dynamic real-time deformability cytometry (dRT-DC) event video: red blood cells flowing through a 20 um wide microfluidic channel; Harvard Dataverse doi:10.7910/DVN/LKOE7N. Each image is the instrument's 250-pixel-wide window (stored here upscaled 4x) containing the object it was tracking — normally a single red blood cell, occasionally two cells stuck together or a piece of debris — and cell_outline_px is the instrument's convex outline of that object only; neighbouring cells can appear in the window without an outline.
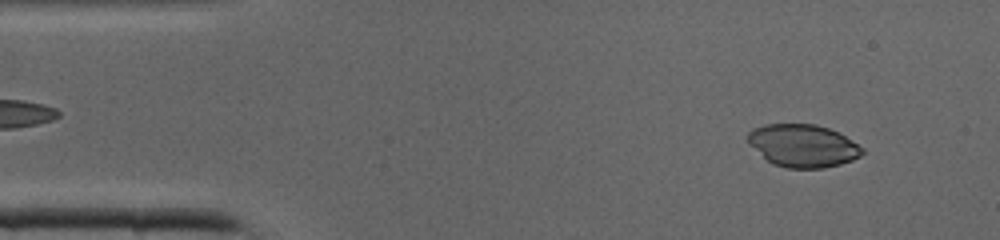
{"species": "common noctule bat (a hibernating species)", "species_latin": "Nyctalus noctula", "temperature_condition": "cold", "stored_images_in_passage": 39, "camera_frame_rate_fps": 3000, "um_per_image_px": 0.085, "animal": {"sex": "male", "body_mass_g": 19.0, "forearm_length_mm": 50.8}, "frame": {"image": 1, "passage_image": 3, "time_ms": 0.667, "image_size_px": [1000, 240], "cell_outline_px": [[864, 152], [860, 156], [852, 160], [840, 164], [824, 168], [788, 168], [772, 164], [748, 144], [748, 132], [752, 128], [764, 124], [816, 124], [828, 128], [844, 136], [864, 148]], "centroid_in_image_um": [68.22, 12.38], "position_along_channel_um": 16.8, "area_um2": 28.44}}
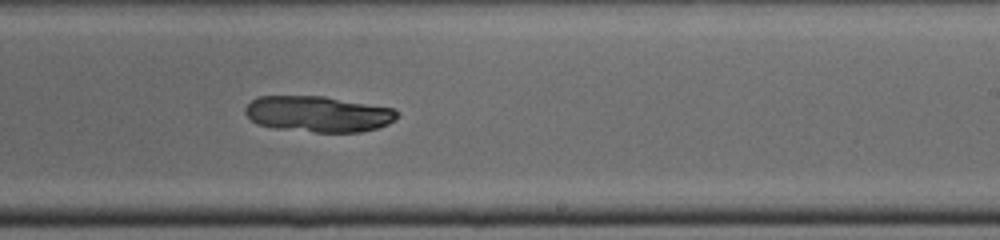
{"frame": {"image": 2, "passage_image": 23, "time_ms": 7.333, "image_size_px": [1000, 240], "cell_outline_px": [[400, 112], [396, 120], [388, 124], [376, 128], [360, 132], [316, 132], [272, 128], [256, 124], [244, 112], [244, 108], [256, 96], [324, 96], [392, 108]], "centroid_in_image_um": [27.03, 9.69], "position_along_channel_um": 262.0, "area_um2": 31.96}}
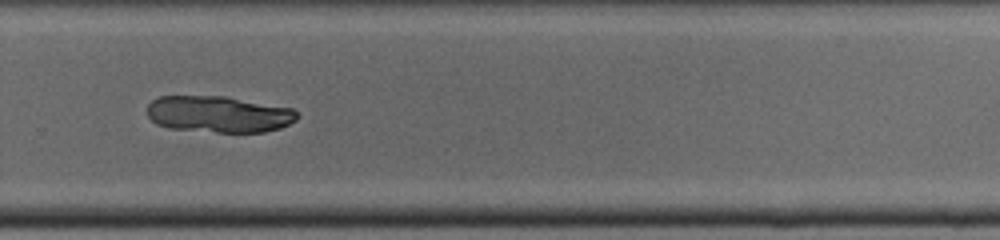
{"frame": {"image": 3, "passage_image": 26, "time_ms": 8.333, "image_size_px": [1000, 240], "cell_outline_px": [[300, 116], [296, 120], [280, 128], [264, 132], [216, 132], [168, 128], [156, 124], [148, 116], [148, 104], [152, 100], [160, 96], [224, 96], [292, 108]], "centroid_in_image_um": [18.58, 9.71], "position_along_channel_um": 311.2, "area_um2": 31.91}}